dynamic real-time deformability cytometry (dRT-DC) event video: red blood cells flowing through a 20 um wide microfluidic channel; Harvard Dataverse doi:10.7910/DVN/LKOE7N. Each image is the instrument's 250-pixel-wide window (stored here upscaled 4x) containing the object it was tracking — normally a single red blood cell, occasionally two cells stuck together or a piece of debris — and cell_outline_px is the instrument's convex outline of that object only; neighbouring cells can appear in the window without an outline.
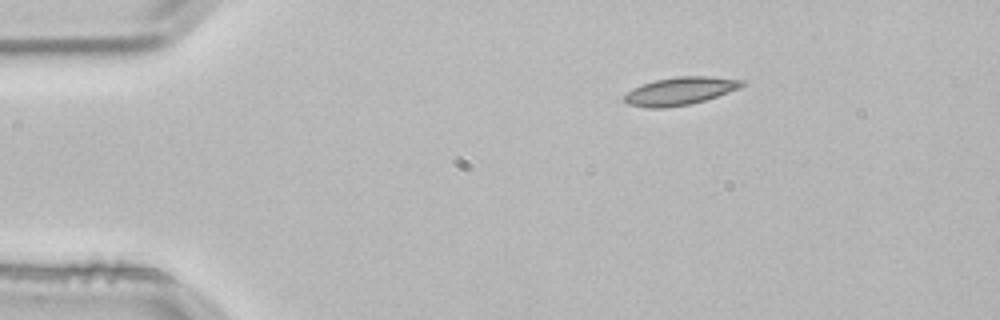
{"species": "common noctule bat (a hibernating species)", "species_latin": "Nyctalus noctula", "temperature_condition": "room temperature", "stored_images_in_passage": 4, "camera_frame_rate_fps": 3000, "um_per_image_px": 0.085, "animal": {"sex": "male", "body_mass_g": 21.5, "forearm_length_mm": 52.0}, "frame": {"image": 1, "passage_image": 4, "time_ms": 1.0, "image_size_px": [1000, 320], "cell_outline_px": [[748, 84], [740, 88], [692, 104], [664, 108], [648, 108], [628, 104], [624, 100], [624, 96], [632, 88], [640, 84], [656, 80], [676, 76], [712, 76], [748, 80]], "centroid_in_image_um": [57.86, 7.72], "position_along_channel_um": 27.1, "area_um2": 19.36}}